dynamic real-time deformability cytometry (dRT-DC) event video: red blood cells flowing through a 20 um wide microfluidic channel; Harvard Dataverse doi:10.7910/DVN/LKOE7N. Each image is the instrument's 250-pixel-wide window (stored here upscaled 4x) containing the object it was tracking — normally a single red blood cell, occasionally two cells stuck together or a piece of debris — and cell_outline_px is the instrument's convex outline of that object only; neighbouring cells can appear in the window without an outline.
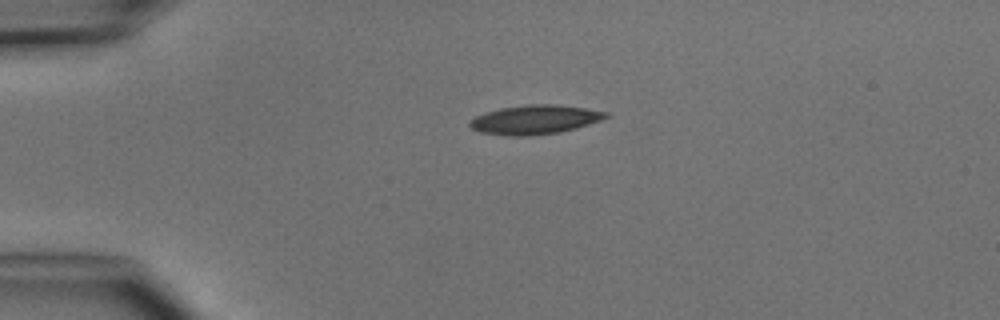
{"species": "common noctule bat (a hibernating species)", "species_latin": "Nyctalus noctula", "temperature_condition": "cold", "stored_images_in_passage": 2, "camera_frame_rate_fps": 3000, "um_per_image_px": 0.085, "animal": {"sex": "male", "body_mass_g": 15.6}, "frame": {"image": 1, "passage_image": 1, "time_ms": 0.0, "image_size_px": [1000, 320], "cell_outline_px": [[612, 116], [576, 128], [560, 132], [528, 136], [504, 136], [480, 132], [472, 128], [468, 124], [468, 120], [484, 112], [500, 108], [528, 104], [552, 104], [584, 108], [608, 112]], "centroid_in_image_um": [45.43, 10.17], "position_along_channel_um": 39.6, "area_um2": 23.24}}